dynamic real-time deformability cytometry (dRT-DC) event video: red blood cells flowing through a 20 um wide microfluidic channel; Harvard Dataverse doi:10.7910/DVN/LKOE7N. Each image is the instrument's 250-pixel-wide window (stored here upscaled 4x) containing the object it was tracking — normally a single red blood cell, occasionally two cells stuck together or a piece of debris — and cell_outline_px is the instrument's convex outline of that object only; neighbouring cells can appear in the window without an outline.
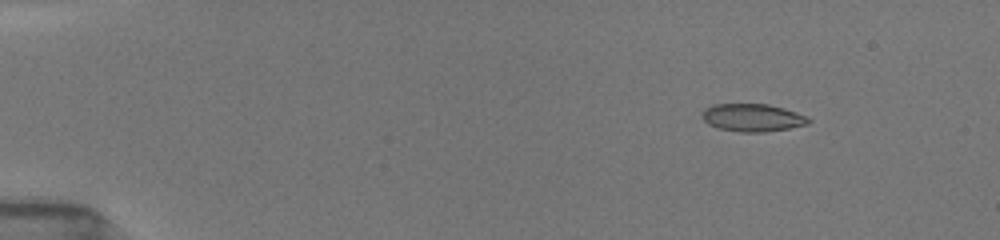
{"species": "common noctule bat (a hibernating species)", "species_latin": "Nyctalus noctula", "temperature_condition": "room temperature", "stored_images_in_passage": 58, "camera_frame_rate_fps": 3000, "um_per_image_px": 0.085, "animal": {"sex": "female", "body_mass_g": 19.5, "forearm_length_mm": 54.1}, "frame": {"image": 1, "passage_image": 6, "time_ms": 2.0, "image_size_px": [1000, 240], "cell_outline_px": [[812, 120], [808, 124], [788, 128], [764, 132], [740, 132], [716, 128], [708, 124], [700, 116], [704, 108], [712, 104], [768, 104], [784, 108], [808, 116]], "centroid_in_image_um": [63.94, 10.0], "position_along_channel_um": 21.1, "area_um2": 17.4}}
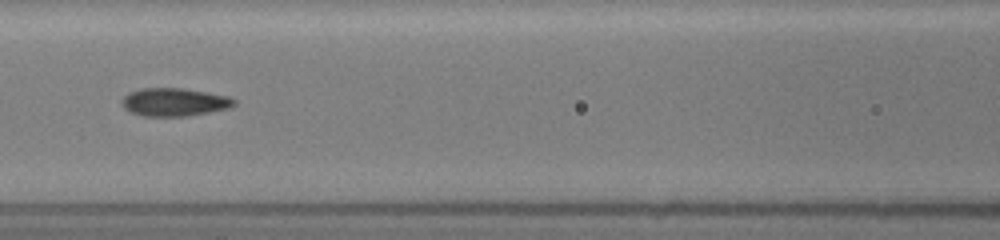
{"frame": {"image": 2, "passage_image": 26, "time_ms": 8.0, "image_size_px": [1000, 240], "cell_outline_px": [[236, 104], [228, 108], [208, 112], [184, 116], [144, 116], [132, 112], [124, 108], [120, 104], [120, 100], [128, 92], [140, 88], [184, 88], [208, 92], [228, 96], [236, 100]], "centroid_in_image_um": [14.78, 8.66], "position_along_channel_um": 151.8, "area_um2": 18.44}}
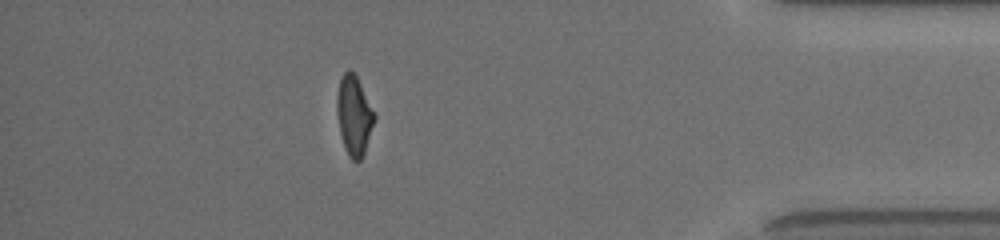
{"frame": {"image": 3, "passage_image": 51, "time_ms": 15.333, "image_size_px": [1000, 240], "cell_outline_px": [[376, 116], [364, 152], [360, 160], [352, 160], [348, 156], [340, 132], [336, 112], [336, 96], [340, 80], [344, 72], [348, 68], [356, 76], [376, 112]], "centroid_in_image_um": [30.09, 9.78], "position_along_channel_um": 405.1, "area_um2": 17.28}, "authors_computed_cell_mechanics": {"area_um2": 17.6001, "velocity_mm_per_s": 3.9564, "shape_relaxation_time_tau1_ms": 3.6376, "shape_relaxation_time_tau2_ms": 1.4363, "deformation_change_tau1": 0.1552, "deformation_change_tau2": 0.0793}}